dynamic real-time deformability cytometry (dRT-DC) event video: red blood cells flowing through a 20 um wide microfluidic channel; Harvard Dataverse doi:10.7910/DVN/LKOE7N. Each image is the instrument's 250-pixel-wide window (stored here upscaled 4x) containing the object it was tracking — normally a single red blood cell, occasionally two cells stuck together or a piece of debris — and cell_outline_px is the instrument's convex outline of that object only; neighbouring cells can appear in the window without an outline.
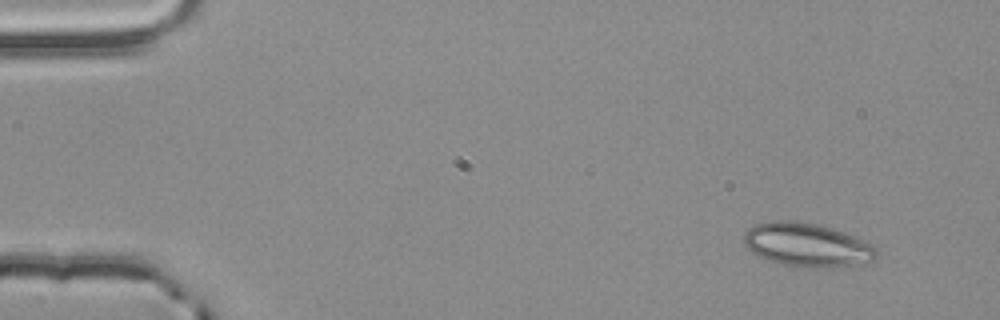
{"species": "common noctule bat (a hibernating species)", "species_latin": "Nyctalus noctula", "temperature_condition": "room temperature", "stored_images_in_passage": 4, "camera_frame_rate_fps": 3000, "um_per_image_px": 0.085, "animal": {"sex": "male", "body_mass_g": 20.4}, "frame": {"image": 1, "passage_image": 1, "time_ms": 0.0, "image_size_px": [1000, 320], "cell_outline_px": [[876, 256], [872, 260], [832, 268], [812, 268], [784, 264], [768, 260], [752, 252], [744, 244], [744, 236], [748, 228], [756, 224], [772, 220], [788, 220], [816, 224], [832, 228], [868, 240], [876, 248]], "centroid_in_image_um": [68.6, 20.8], "position_along_channel_um": 16.4, "area_um2": 33.64}}